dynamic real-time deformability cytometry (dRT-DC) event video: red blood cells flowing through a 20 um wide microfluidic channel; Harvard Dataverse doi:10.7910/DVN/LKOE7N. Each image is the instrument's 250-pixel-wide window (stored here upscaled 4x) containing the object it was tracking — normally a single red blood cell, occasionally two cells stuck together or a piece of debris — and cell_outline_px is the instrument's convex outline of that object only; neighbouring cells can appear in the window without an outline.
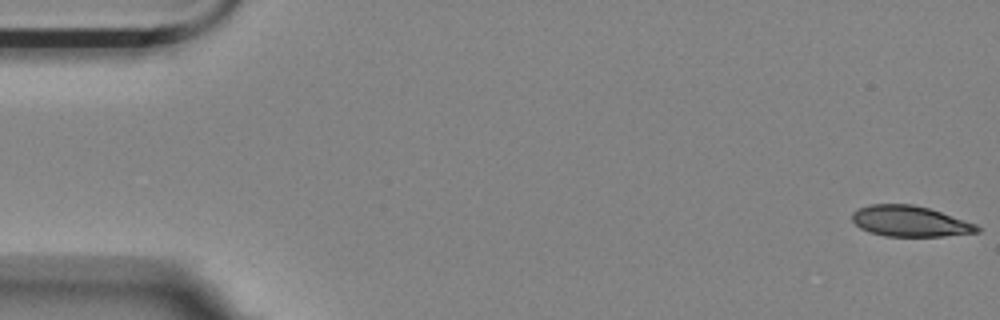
{"species": "Egyptian fruit bat (a non-hibernating species)", "species_latin": "Rousettus aegyptiacus", "temperature_condition": "room temperature", "stored_images_in_passage": 37, "camera_frame_rate_fps": 3000, "um_per_image_px": 0.085, "animal": {"sex": "female"}, "frame": {"image": 1, "passage_image": 1, "time_ms": 0.0, "image_size_px": [1000, 320], "cell_outline_px": [[980, 232], [944, 236], [884, 236], [860, 228], [852, 220], [852, 212], [860, 208], [872, 204], [912, 204], [928, 208], [976, 224], [980, 228]], "centroid_in_image_um": [77.34, 18.81], "position_along_channel_um": 7.7, "area_um2": 22.14}}
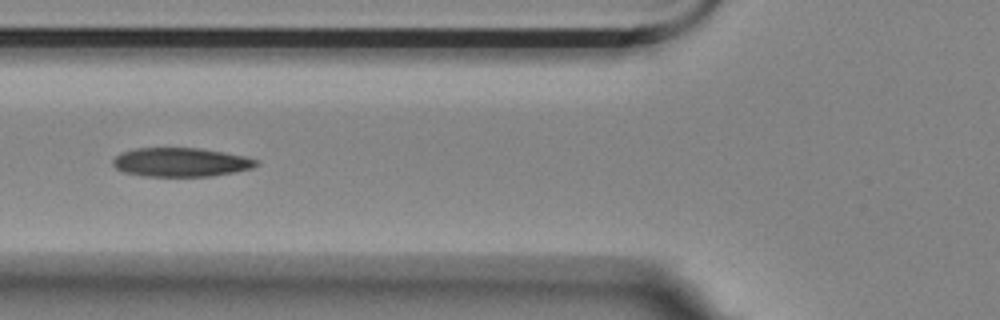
{"frame": {"image": 2, "passage_image": 21, "time_ms": 6.667, "image_size_px": [1000, 320], "cell_outline_px": [[260, 164], [252, 168], [236, 172], [212, 176], [144, 176], [124, 172], [116, 168], [112, 164], [112, 160], [116, 156], [124, 152], [136, 148], [196, 148], [224, 152], [244, 156], [260, 160]], "centroid_in_image_um": [15.41, 13.79], "position_along_channel_um": 110.4, "area_um2": 24.16}}
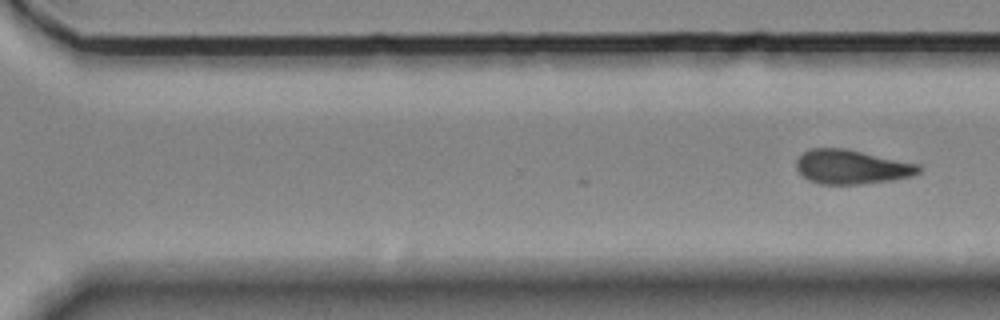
{"frame": {"image": 3, "passage_image": 37, "time_ms": 12.0, "image_size_px": [1000, 320], "cell_outline_px": [[920, 172], [912, 176], [892, 180], [860, 184], [820, 184], [808, 180], [796, 168], [796, 160], [804, 152], [812, 148], [844, 148], [920, 164]], "centroid_in_image_um": [72.39, 14.19], "position_along_channel_um": 298.2, "area_um2": 24.33}}